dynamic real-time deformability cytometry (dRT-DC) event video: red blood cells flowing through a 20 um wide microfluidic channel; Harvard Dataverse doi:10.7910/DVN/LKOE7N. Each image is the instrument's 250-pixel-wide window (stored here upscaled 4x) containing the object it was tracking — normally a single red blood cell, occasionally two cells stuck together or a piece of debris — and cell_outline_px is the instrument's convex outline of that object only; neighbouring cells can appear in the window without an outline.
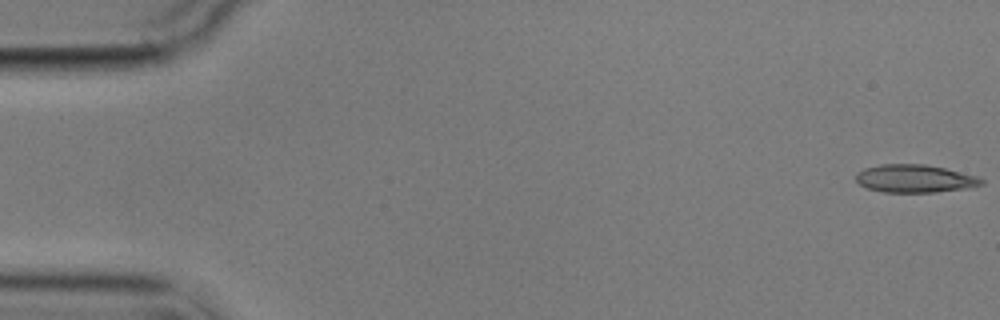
{"species": "common noctule bat (a hibernating species)", "species_latin": "Nyctalus noctula", "temperature_condition": "cold", "stored_images_in_passage": 10, "camera_frame_rate_fps": 3000, "um_per_image_px": 0.085, "animal": {"sex": "male", "body_mass_g": 17.9}, "frame": {"image": 1, "passage_image": 1, "time_ms": 0.0, "image_size_px": [1000, 320], "cell_outline_px": [[984, 184], [968, 188], [936, 192], [884, 192], [868, 188], [860, 184], [856, 180], [856, 172], [864, 168], [880, 164], [924, 164], [944, 168], [976, 176], [984, 180]], "centroid_in_image_um": [77.75, 15.18], "position_along_channel_um": 7.3, "area_um2": 20.35}}
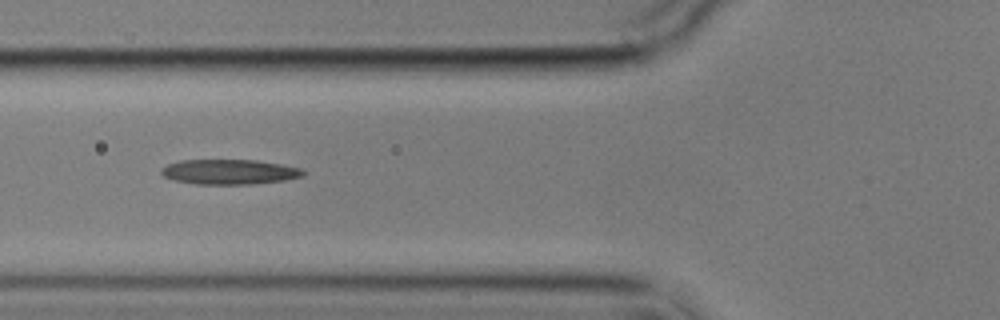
{"frame": {"image": 2, "passage_image": 6, "time_ms": 6.667, "image_size_px": [1000, 320], "cell_outline_px": [[308, 172], [304, 176], [284, 180], [252, 184], [196, 184], [172, 180], [164, 176], [160, 172], [160, 168], [168, 164], [180, 160], [256, 160], [280, 164], [300, 168]], "centroid_in_image_um": [19.49, 14.61], "position_along_channel_um": 106.3, "area_um2": 20.75}}
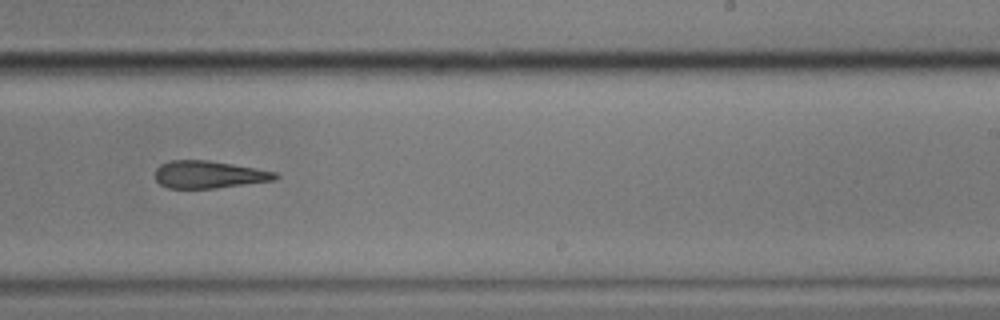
{"frame": {"image": 3, "passage_image": 10, "time_ms": 11.333, "image_size_px": [1000, 320], "cell_outline_px": [[280, 176], [276, 180], [216, 188], [168, 188], [160, 184], [156, 180], [156, 168], [160, 164], [172, 160], [208, 160], [256, 168], [276, 172]], "centroid_in_image_um": [17.77, 14.83], "position_along_channel_um": 271.2, "area_um2": 19.19}}